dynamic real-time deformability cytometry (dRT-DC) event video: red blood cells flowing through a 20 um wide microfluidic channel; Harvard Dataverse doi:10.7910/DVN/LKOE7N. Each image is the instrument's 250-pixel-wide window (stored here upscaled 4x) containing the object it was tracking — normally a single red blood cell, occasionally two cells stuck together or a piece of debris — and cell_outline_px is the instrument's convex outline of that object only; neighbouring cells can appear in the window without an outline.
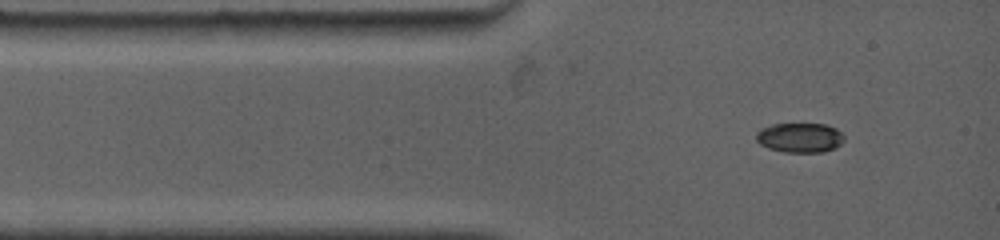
{"species": "common noctule bat (a hibernating species)", "species_latin": "Nyctalus noctula", "temperature_condition": "warm", "stored_images_in_passage": 52, "camera_frame_rate_fps": 4500, "um_per_image_px": 0.085, "animal": {"sex": "female", "body_mass_g": 19.0, "forearm_length_mm": 53.3}, "frame": {"image": 1, "passage_image": 1, "time_ms": 0.0, "image_size_px": [1000, 240], "cell_outline_px": [[844, 140], [840, 144], [824, 152], [784, 152], [768, 148], [760, 144], [756, 140], [756, 132], [760, 128], [772, 124], [824, 124], [836, 128], [844, 136]], "centroid_in_image_um": [67.96, 11.69], "position_along_channel_um": 17.0, "area_um2": 15.2}}
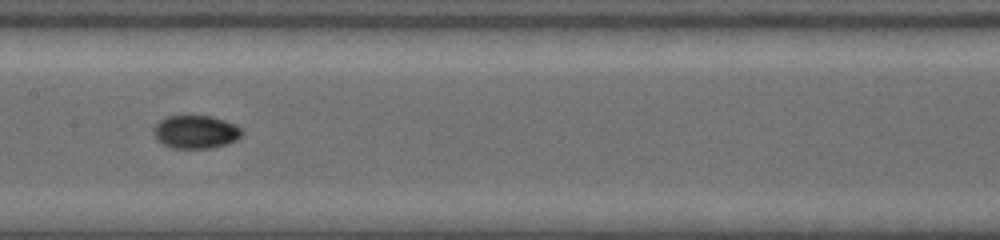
{"frame": {"image": 2, "passage_image": 24, "time_ms": 5.111, "image_size_px": [1000, 240], "cell_outline_px": [[244, 132], [236, 140], [212, 148], [172, 148], [164, 144], [152, 132], [152, 128], [160, 120], [168, 116], [212, 116], [224, 120], [240, 128]], "centroid_in_image_um": [16.62, 11.21], "position_along_channel_um": 190.8, "area_um2": 16.82}}
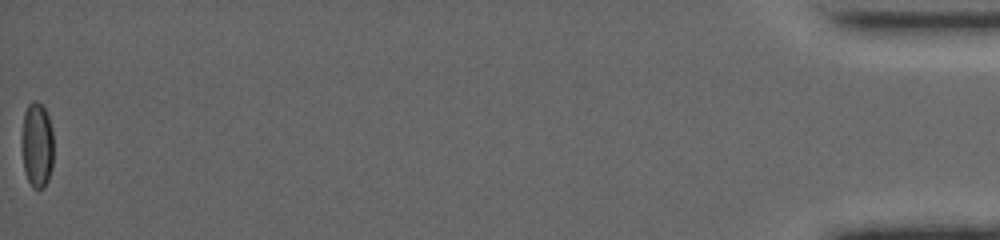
{"frame": {"image": 3, "passage_image": 51, "time_ms": 16.0, "image_size_px": [1000, 240], "cell_outline_px": [[52, 168], [48, 180], [44, 188], [32, 188], [24, 172], [20, 148], [24, 112], [28, 104], [32, 100], [36, 100], [44, 108], [48, 116], [52, 132]], "centroid_in_image_um": [3.11, 12.34], "position_along_channel_um": 432.1, "area_um2": 16.13}, "authors_computed_cell_mechanics": {"area_um2": 16.3863, "velocity_mm_per_s": 3.8145, "shape_relaxation_time_tau1_ms": null, "shape_relaxation_time_tau2_ms": 1.6718, "deformation_change_tau1": null, "deformation_change_tau2": 0.0204}}